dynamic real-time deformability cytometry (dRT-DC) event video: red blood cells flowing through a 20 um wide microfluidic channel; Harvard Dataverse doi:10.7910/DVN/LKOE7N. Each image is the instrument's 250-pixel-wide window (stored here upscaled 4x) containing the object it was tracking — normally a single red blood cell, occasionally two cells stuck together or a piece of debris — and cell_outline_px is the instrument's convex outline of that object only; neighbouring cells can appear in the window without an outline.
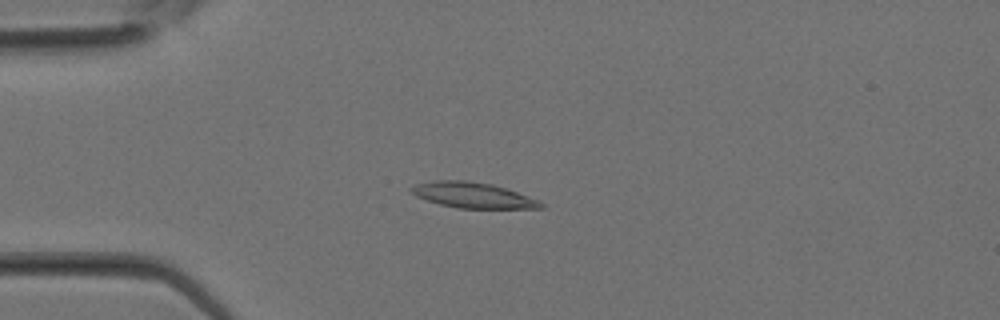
{"species": "Egyptian fruit bat (a non-hibernating species)", "species_latin": "Rousettus aegyptiacus", "temperature_condition": "room temperature", "stored_images_in_passage": 31, "camera_frame_rate_fps": 3000, "um_per_image_px": 0.085, "animal": {"sex": "female"}, "frame": {"image": 1, "passage_image": 7, "time_ms": 2.0, "image_size_px": [1000, 320], "cell_outline_px": [[544, 208], [460, 208], [440, 204], [416, 196], [408, 188], [416, 184], [436, 180], [468, 180], [492, 184], [540, 200], [544, 204]], "centroid_in_image_um": [40.2, 16.58], "position_along_channel_um": 44.8, "area_um2": 19.13}}
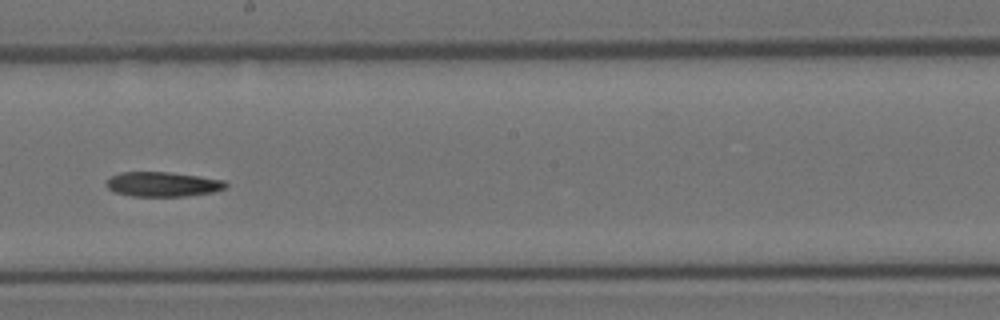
{"frame": {"image": 2, "passage_image": 17, "time_ms": 5.333, "image_size_px": [1000, 320], "cell_outline_px": [[228, 184], [224, 188], [212, 192], [184, 196], [132, 196], [116, 192], [108, 188], [108, 180], [112, 176], [120, 172], [168, 172], [224, 180]], "centroid_in_image_um": [13.84, 15.66], "position_along_channel_um": 234.4, "area_um2": 16.82}}
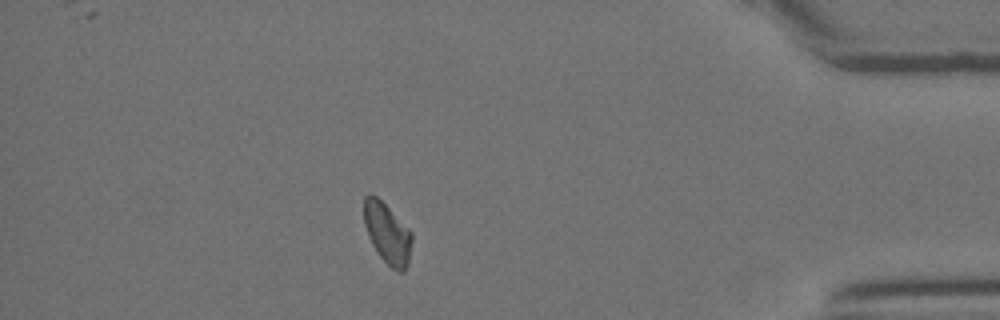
{"frame": {"image": 3, "passage_image": 27, "time_ms": 8.667, "image_size_px": [1000, 320], "cell_outline_px": [[412, 240], [408, 264], [404, 272], [400, 272], [392, 268], [380, 256], [372, 244], [368, 236], [364, 224], [364, 196], [376, 196], [412, 232]], "centroid_in_image_um": [32.93, 19.86], "position_along_channel_um": 402.3, "area_um2": 16.59}}